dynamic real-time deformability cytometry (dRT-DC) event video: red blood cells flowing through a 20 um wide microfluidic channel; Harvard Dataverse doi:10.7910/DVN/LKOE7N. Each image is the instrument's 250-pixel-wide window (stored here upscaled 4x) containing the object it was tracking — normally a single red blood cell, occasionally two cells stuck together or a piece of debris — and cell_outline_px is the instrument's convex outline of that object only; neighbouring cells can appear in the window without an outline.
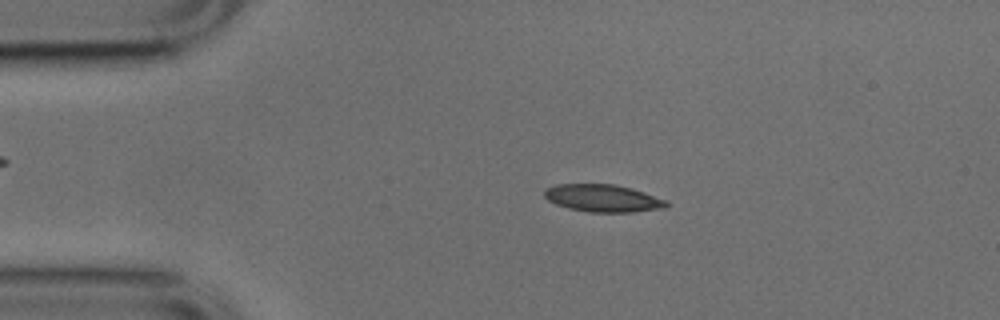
{"species": "common noctule bat (a hibernating species)", "species_latin": "Nyctalus noctula", "temperature_condition": "cold", "stored_images_in_passage": 50, "camera_frame_rate_fps": 3000, "um_per_image_px": 0.085, "animal": {"sex": "male", "body_mass_g": 17.9, "forearm_length_mm": 54.2}, "frame": {"image": 1, "passage_image": 9, "time_ms": 2.667, "image_size_px": [1000, 320], "cell_outline_px": [[668, 204], [664, 208], [632, 212], [588, 212], [568, 208], [556, 204], [548, 200], [544, 196], [544, 188], [556, 184], [616, 184], [632, 188], [668, 200]], "centroid_in_image_um": [51.24, 16.84], "position_along_channel_um": 33.8, "area_um2": 19.65}}
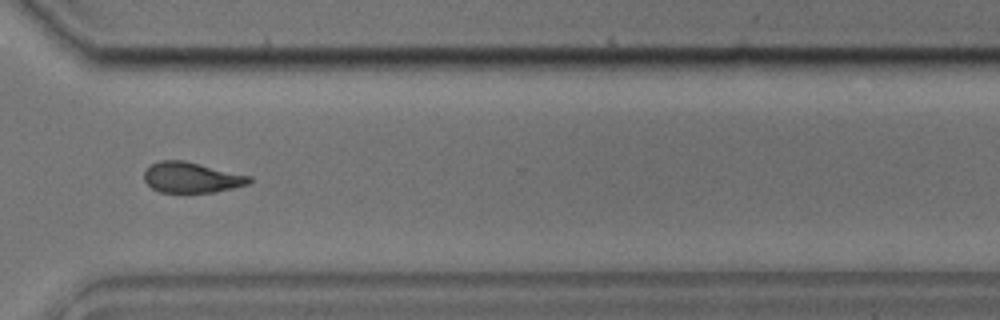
{"frame": {"image": 2, "passage_image": 37, "time_ms": 12.0, "image_size_px": [1000, 320], "cell_outline_px": [[252, 180], [248, 184], [232, 188], [212, 192], [160, 192], [152, 188], [144, 180], [144, 172], [152, 164], [160, 160], [184, 160], [252, 176]], "centroid_in_image_um": [16.29, 15.08], "position_along_channel_um": 354.3, "area_um2": 18.61}}
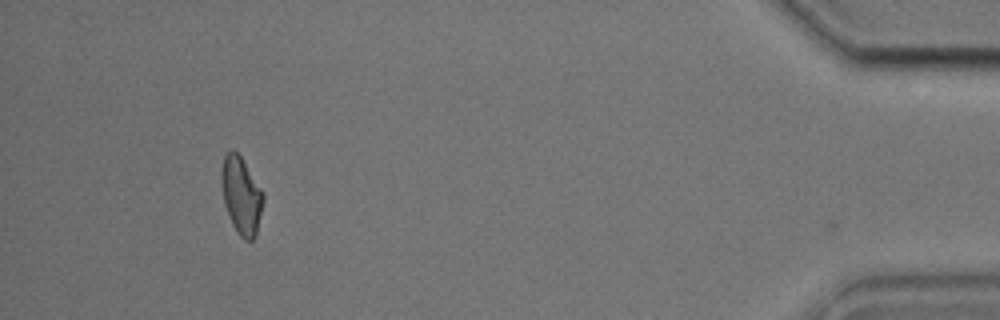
{"frame": {"image": 3, "passage_image": 47, "time_ms": 15.333, "image_size_px": [1000, 320], "cell_outline_px": [[264, 200], [256, 236], [252, 240], [244, 240], [240, 236], [232, 224], [224, 204], [220, 184], [220, 172], [224, 156], [232, 148], [240, 156], [264, 192]], "centroid_in_image_um": [20.5, 16.62], "position_along_channel_um": 414.7, "area_um2": 19.02}, "authors_computed_cell_mechanics": {"area_um2": 19.0162, "velocity_mm_per_s": 3.8208, "shape_relaxation_time_tau1_ms": null, "shape_relaxation_time_tau2_ms": 4.9842, "deformation_change_tau1": null, "deformation_change_tau2": 0.1199}}